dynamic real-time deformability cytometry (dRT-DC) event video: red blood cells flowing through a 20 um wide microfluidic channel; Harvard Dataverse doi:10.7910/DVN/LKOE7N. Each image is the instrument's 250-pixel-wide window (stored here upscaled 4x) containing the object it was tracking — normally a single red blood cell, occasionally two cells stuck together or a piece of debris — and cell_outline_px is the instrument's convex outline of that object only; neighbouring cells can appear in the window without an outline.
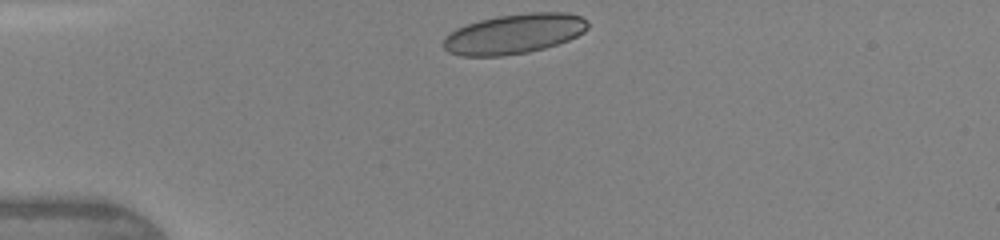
{"species": "human", "species_latin": "Homo sapiens", "temperature_condition": "warm", "stored_images_in_passage": 36, "camera_frame_rate_fps": 3000, "um_per_image_px": 0.085, "donor": {"sex": "female"}, "frame": {"image": 1, "passage_image": 1, "time_ms": 0.0, "image_size_px": [1000, 240], "cell_outline_px": [[588, 28], [584, 32], [568, 40], [544, 48], [528, 52], [504, 56], [460, 56], [448, 52], [444, 48], [444, 36], [456, 28], [480, 20], [496, 16], [528, 12], [568, 12], [580, 16], [588, 20]], "centroid_in_image_um": [43.7, 2.87], "position_along_channel_um": 41.3, "area_um2": 33.76}}
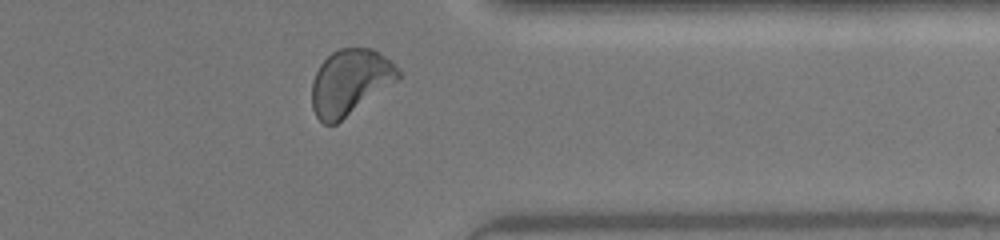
{"frame": {"image": 2, "passage_image": 27, "time_ms": 8.667, "image_size_px": [1000, 240], "cell_outline_px": [[400, 76], [396, 80], [336, 124], [324, 124], [316, 116], [312, 108], [312, 80], [320, 64], [332, 52], [340, 48], [372, 48], [392, 60], [400, 72]], "centroid_in_image_um": [29.72, 6.96], "position_along_channel_um": 381.7, "area_um2": 32.6}}
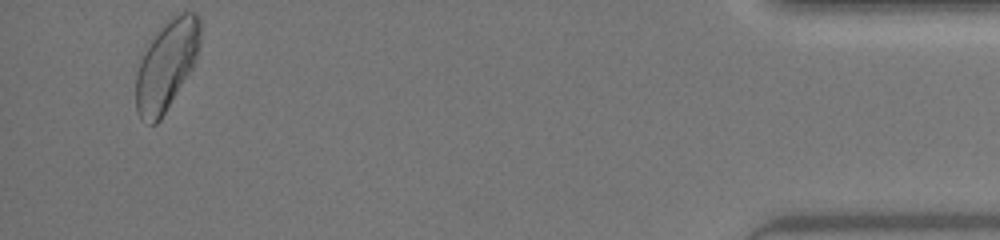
{"frame": {"image": 3, "passage_image": 34, "time_ms": 11.0, "image_size_px": [1000, 240], "cell_outline_px": [[200, 44], [196, 60], [192, 68], [160, 120], [156, 124], [148, 124], [140, 120], [136, 108], [136, 72], [144, 44], [168, 16], [180, 12], [196, 12], [200, 16]], "centroid_in_image_um": [14.13, 5.46], "position_along_channel_um": 421.1, "area_um2": 34.56}, "authors_computed_cell_mechanics": {"area_um2": 32.3969, "velocity_mm_per_s": 4.3746, "shape_relaxation_time_tau1_ms": 4.6866, "shape_relaxation_time_tau2_ms": 1.0939, "deformation_change_tau1": 0.1216, "deformation_change_tau2": 0.0555}}